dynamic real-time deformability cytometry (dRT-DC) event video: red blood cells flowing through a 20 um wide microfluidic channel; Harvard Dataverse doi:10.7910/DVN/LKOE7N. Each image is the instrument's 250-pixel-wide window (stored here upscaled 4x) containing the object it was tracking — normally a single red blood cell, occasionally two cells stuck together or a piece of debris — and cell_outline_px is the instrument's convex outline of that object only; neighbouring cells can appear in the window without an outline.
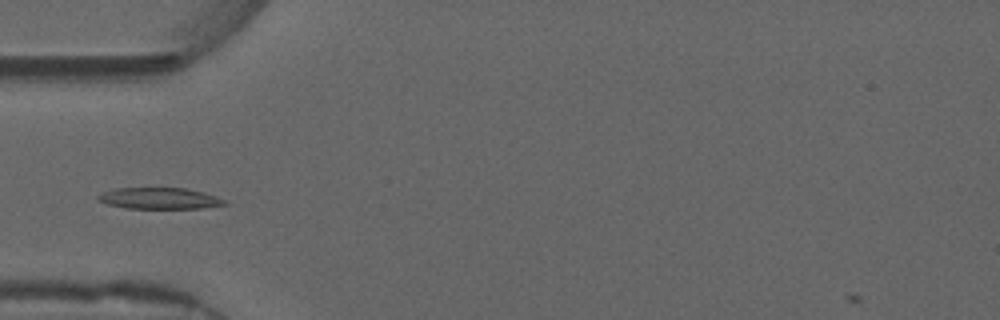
{"species": "common noctule bat (a hibernating species)", "species_latin": "Nyctalus noctula", "temperature_condition": "warm", "stored_images_in_passage": 29, "camera_frame_rate_fps": 3000, "um_per_image_px": 0.085, "animal": {"sex": "male", "forearm_length_mm": 52.5}, "frame": {"image": 1, "passage_image": 1, "time_ms": 0.0, "image_size_px": [1000, 320], "cell_outline_px": [[228, 204], [200, 208], [124, 208], [108, 204], [96, 200], [96, 196], [104, 192], [116, 188], [184, 188], [204, 192], [216, 196], [224, 200]], "centroid_in_image_um": [13.53, 16.86], "position_along_channel_um": 71.5, "area_um2": 15.61}}
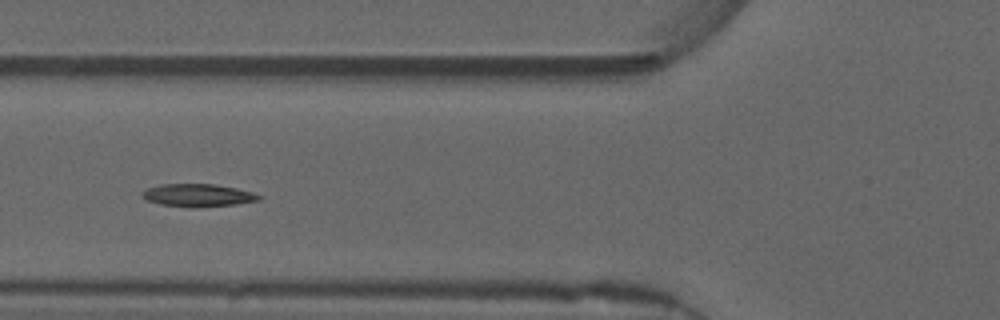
{"frame": {"image": 2, "passage_image": 4, "time_ms": 1.0, "image_size_px": [1000, 320], "cell_outline_px": [[260, 200], [236, 204], [196, 208], [160, 204], [148, 200], [144, 196], [144, 192], [148, 188], [160, 184], [212, 184], [236, 188], [252, 192], [260, 196]], "centroid_in_image_um": [16.86, 16.6], "position_along_channel_um": 108.9, "area_um2": 15.2}}